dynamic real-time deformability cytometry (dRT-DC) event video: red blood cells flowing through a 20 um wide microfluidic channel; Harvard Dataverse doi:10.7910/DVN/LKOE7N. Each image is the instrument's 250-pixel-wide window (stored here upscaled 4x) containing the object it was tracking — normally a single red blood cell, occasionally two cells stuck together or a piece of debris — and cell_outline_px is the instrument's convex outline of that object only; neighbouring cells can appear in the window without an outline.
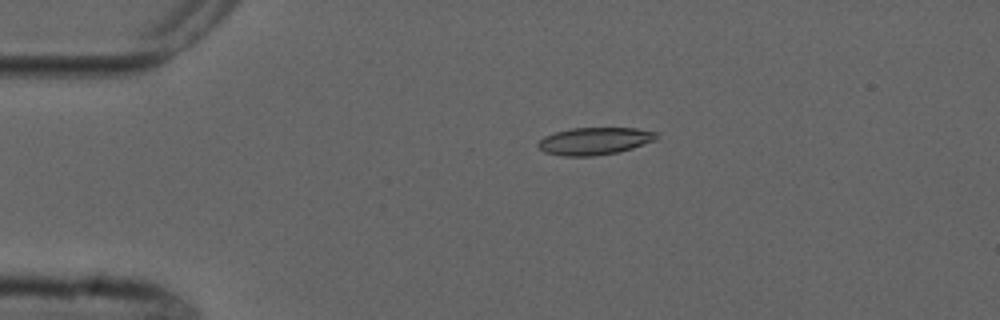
{"species": "common noctule bat (a hibernating species)", "species_latin": "Nyctalus noctula", "temperature_condition": "cold", "stored_images_in_passage": 3, "camera_frame_rate_fps": 3000, "um_per_image_px": 0.085, "animal": {"sex": "male", "forearm_length_mm": 52.5}, "frame": {"image": 1, "passage_image": 2, "time_ms": 1.333, "image_size_px": [1000, 320], "cell_outline_px": [[656, 140], [632, 148], [616, 152], [592, 156], [564, 156], [544, 152], [536, 144], [544, 136], [556, 132], [572, 128], [636, 128], [656, 132]], "centroid_in_image_um": [50.52, 11.99], "position_along_channel_um": 34.5, "area_um2": 18.67}}